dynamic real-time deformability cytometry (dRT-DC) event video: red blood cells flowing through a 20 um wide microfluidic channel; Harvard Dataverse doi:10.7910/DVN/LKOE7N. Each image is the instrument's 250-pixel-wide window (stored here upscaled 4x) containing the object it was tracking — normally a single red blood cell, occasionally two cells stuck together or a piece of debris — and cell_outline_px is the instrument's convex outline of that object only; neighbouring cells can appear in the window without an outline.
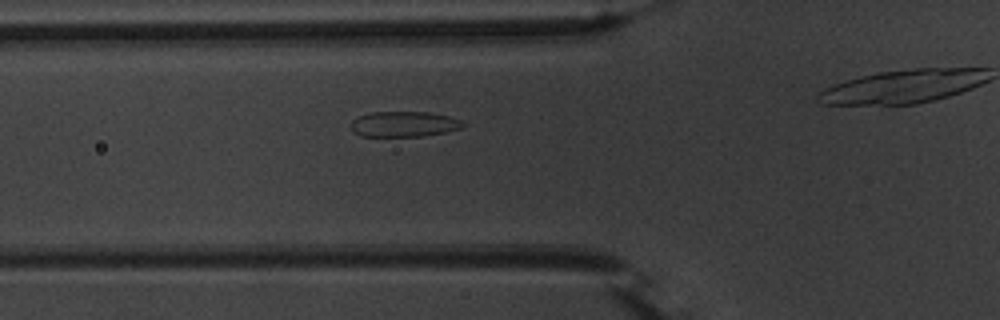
{"species": "common noctule bat (a hibernating species)", "species_latin": "Nyctalus noctula", "temperature_condition": "warm", "stored_images_in_passage": 4, "camera_frame_rate_fps": 3000, "um_per_image_px": 0.085, "animal": {"sex": "male", "body_mass_g": 20.1, "forearm_length_mm": 53.5}, "frame": {"image": 1, "passage_image": 3, "time_ms": 0.667, "image_size_px": [1000, 320], "cell_outline_px": [[464, 128], [424, 136], [360, 136], [352, 128], [352, 120], [360, 116], [372, 112], [428, 112], [448, 116], [460, 120], [464, 124]], "centroid_in_image_um": [34.37, 10.55], "position_along_channel_um": 91.4, "area_um2": 16.42}}